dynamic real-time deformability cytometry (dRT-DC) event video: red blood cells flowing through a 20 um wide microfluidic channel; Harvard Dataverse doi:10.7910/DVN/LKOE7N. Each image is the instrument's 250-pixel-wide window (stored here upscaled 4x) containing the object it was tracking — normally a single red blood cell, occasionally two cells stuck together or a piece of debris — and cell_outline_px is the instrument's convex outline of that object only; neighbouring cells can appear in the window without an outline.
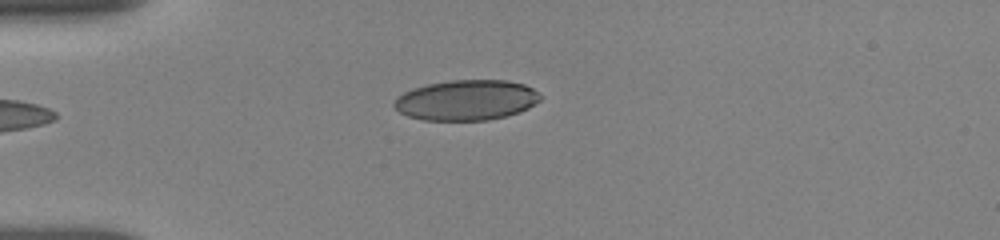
{"species": "human", "species_latin": "Homo sapiens", "temperature_condition": "room temperature", "stored_images_in_passage": 11, "camera_frame_rate_fps": 3000, "um_per_image_px": 0.085, "donor": {"sex": "female"}, "frame": {"image": 1, "passage_image": 1, "time_ms": 0.0, "image_size_px": [1000, 240], "cell_outline_px": [[540, 100], [528, 108], [504, 116], [488, 120], [424, 120], [408, 116], [400, 112], [392, 104], [396, 96], [404, 92], [428, 84], [452, 80], [508, 80], [524, 84], [532, 88], [540, 96]], "centroid_in_image_um": [39.62, 8.5], "position_along_channel_um": 45.4, "area_um2": 34.1}}
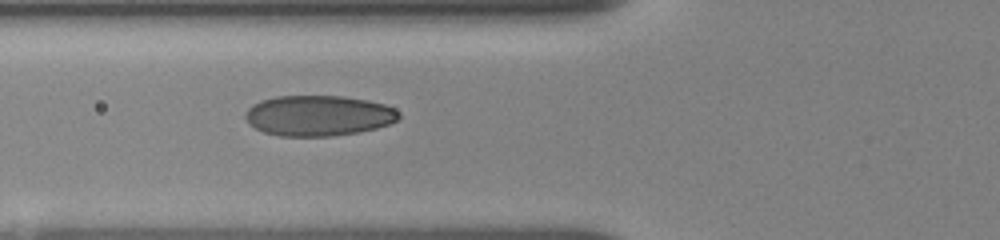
{"frame": {"image": 2, "passage_image": 8, "time_ms": 2.0, "image_size_px": [1000, 240], "cell_outline_px": [[400, 116], [396, 120], [388, 124], [376, 128], [356, 132], [332, 136], [280, 136], [264, 132], [256, 128], [244, 116], [248, 108], [252, 104], [260, 100], [276, 96], [344, 96], [368, 100], [384, 104], [396, 108], [400, 112]], "centroid_in_image_um": [27.08, 9.81], "position_along_channel_um": 98.7, "area_um2": 36.24}}
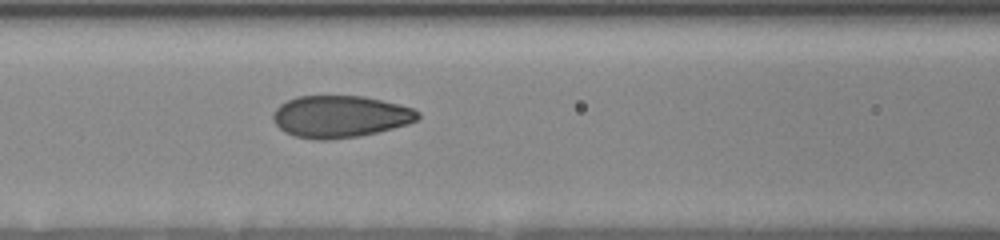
{"frame": {"image": 3, "passage_image": 11, "time_ms": 3.0, "image_size_px": [1000, 240], "cell_outline_px": [[420, 116], [416, 120], [408, 124], [376, 132], [356, 136], [328, 140], [316, 140], [296, 136], [284, 132], [272, 120], [272, 116], [276, 108], [280, 104], [296, 96], [364, 96], [412, 108], [420, 112]], "centroid_in_image_um": [28.88, 9.9], "position_along_channel_um": 137.7, "area_um2": 35.2}}